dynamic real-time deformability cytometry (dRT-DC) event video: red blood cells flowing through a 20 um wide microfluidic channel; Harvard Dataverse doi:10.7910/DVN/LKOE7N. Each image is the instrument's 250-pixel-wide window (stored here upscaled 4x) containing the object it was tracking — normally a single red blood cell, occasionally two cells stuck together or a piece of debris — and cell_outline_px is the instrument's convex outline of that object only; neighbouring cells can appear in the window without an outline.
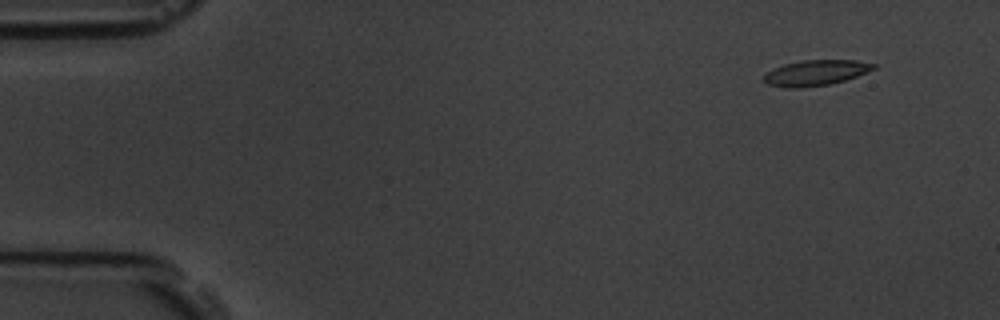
{"species": "common noctule bat (a hibernating species)", "species_latin": "Nyctalus noctula", "temperature_condition": "room temperature", "stored_images_in_passage": 5, "camera_frame_rate_fps": 3000, "um_per_image_px": 0.085, "animal": {"sex": "male", "body_mass_g": 19.5, "forearm_length_mm": 54.6}, "frame": {"image": 1, "passage_image": 1, "time_ms": 0.0, "image_size_px": [1000, 320], "cell_outline_px": [[876, 68], [856, 76], [844, 80], [828, 84], [800, 88], [784, 88], [768, 84], [764, 80], [764, 76], [768, 72], [784, 64], [804, 60], [856, 60], [876, 64]], "centroid_in_image_um": [69.34, 6.19], "position_along_channel_um": 15.7, "area_um2": 16.07}}
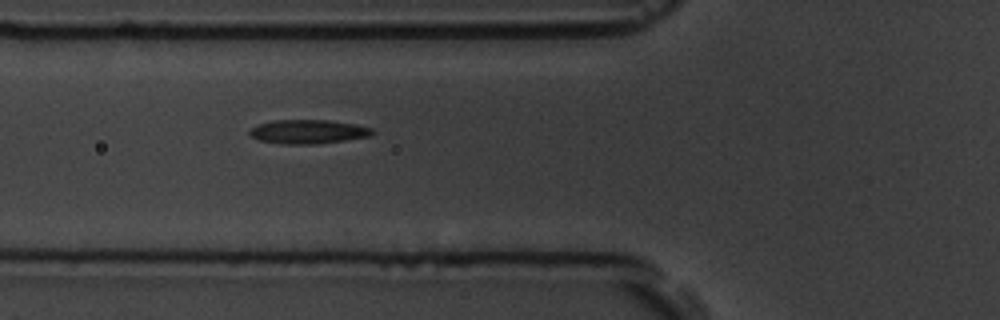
{"frame": {"image": 2, "passage_image": 5, "time_ms": 5.333, "image_size_px": [1000, 320], "cell_outline_px": [[376, 132], [368, 136], [344, 140], [316, 144], [280, 144], [260, 140], [252, 136], [248, 132], [252, 128], [260, 124], [272, 120], [328, 120], [356, 124], [372, 128]], "centroid_in_image_um": [26.2, 11.19], "position_along_channel_um": 99.6, "area_um2": 17.05}}